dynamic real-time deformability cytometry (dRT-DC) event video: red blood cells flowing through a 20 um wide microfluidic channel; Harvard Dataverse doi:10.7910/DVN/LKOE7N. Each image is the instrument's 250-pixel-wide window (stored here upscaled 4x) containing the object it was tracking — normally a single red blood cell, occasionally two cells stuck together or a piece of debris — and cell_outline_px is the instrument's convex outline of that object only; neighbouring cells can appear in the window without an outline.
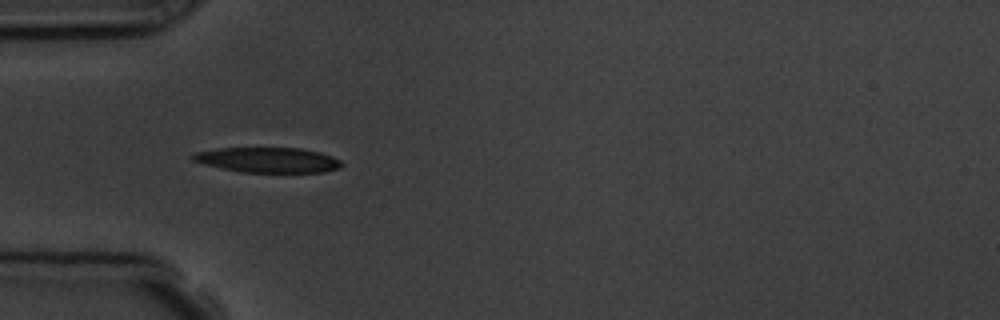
{"species": "common noctule bat (a hibernating species)", "species_latin": "Nyctalus noctula", "temperature_condition": "room temperature", "stored_images_in_passage": 9, "camera_frame_rate_fps": 3000, "um_per_image_px": 0.085, "animal": {"sex": "male", "body_mass_g": 19.5, "forearm_length_mm": 54.6}, "frame": {"image": 1, "passage_image": 4, "time_ms": 3.333, "image_size_px": [1000, 320], "cell_outline_px": [[344, 164], [340, 168], [324, 172], [240, 172], [220, 168], [204, 164], [192, 160], [188, 156], [196, 152], [220, 148], [300, 148], [320, 152], [332, 156], [340, 160]], "centroid_in_image_um": [22.77, 13.6], "position_along_channel_um": 62.2, "area_um2": 21.91}}
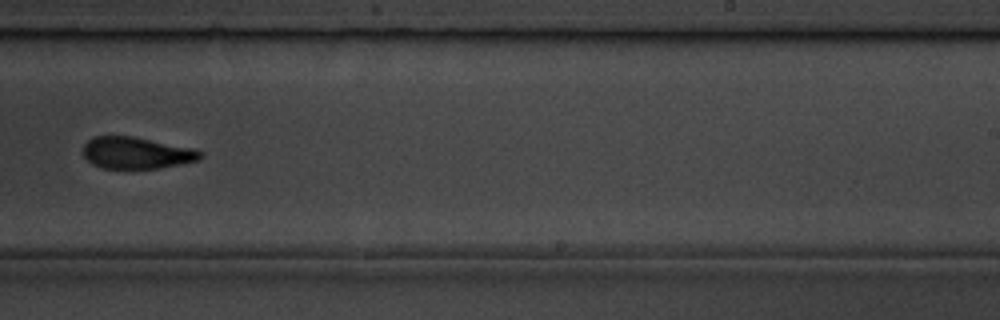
{"frame": {"image": 2, "passage_image": 9, "time_ms": 9.0, "image_size_px": [1000, 320], "cell_outline_px": [[204, 152], [200, 160], [160, 168], [100, 168], [92, 164], [84, 156], [84, 144], [88, 140], [96, 136], [132, 136], [196, 148]], "centroid_in_image_um": [11.65, 12.99], "position_along_channel_um": 277.4, "area_um2": 21.79}}